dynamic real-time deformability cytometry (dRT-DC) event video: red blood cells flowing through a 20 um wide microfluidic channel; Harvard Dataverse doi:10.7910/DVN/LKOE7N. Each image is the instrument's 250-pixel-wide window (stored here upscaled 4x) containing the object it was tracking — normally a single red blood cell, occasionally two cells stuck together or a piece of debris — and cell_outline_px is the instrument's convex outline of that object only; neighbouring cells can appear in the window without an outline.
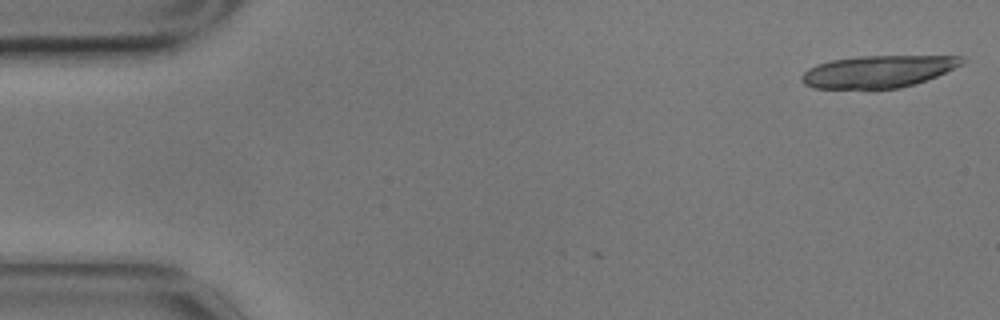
{"species": "common noctule bat (a hibernating species)", "species_latin": "Nyctalus noctula", "temperature_condition": "cold", "stored_images_in_passage": 4, "camera_frame_rate_fps": 3000, "um_per_image_px": 0.085, "animal": {"sex": "male", "body_mass_g": 17.9}, "frame": {"image": 1, "passage_image": 1, "time_ms": 0.0, "image_size_px": [1000, 320], "cell_outline_px": [[964, 60], [960, 64], [936, 76], [916, 84], [900, 88], [876, 92], [868, 92], [816, 88], [804, 84], [800, 80], [800, 76], [808, 68], [816, 64], [832, 60], [860, 56], [960, 56]], "centroid_in_image_um": [74.52, 6.14], "position_along_channel_um": 10.5, "area_um2": 30.98}}